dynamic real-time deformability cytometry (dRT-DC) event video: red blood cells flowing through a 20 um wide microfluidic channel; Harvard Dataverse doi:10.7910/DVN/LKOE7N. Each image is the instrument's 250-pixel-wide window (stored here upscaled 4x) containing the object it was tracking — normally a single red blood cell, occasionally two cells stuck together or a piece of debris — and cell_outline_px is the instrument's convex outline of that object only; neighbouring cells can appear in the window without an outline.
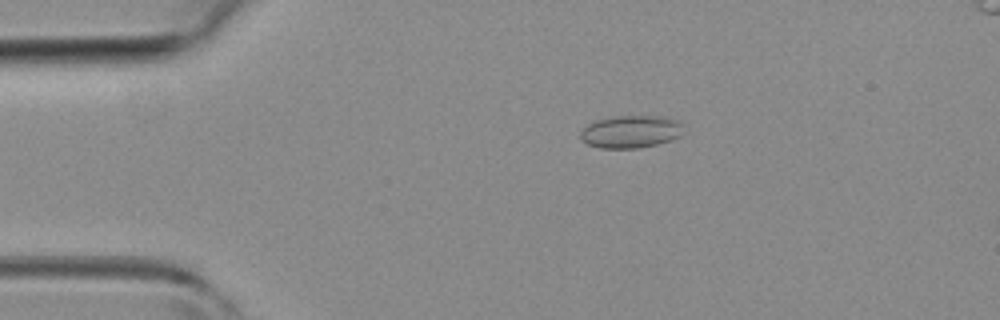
{"species": "common noctule bat (a hibernating species)", "species_latin": "Nyctalus noctula", "temperature_condition": "room temperature", "stored_images_in_passage": 10, "camera_frame_rate_fps": 3000, "um_per_image_px": 0.085, "animal": {"sex": "female", "body_mass_g": 19.3, "forearm_length_mm": 54.1}, "frame": {"image": 1, "passage_image": 5, "time_ms": 1.333, "image_size_px": [1000, 320], "cell_outline_px": [[688, 132], [672, 140], [656, 144], [636, 148], [600, 148], [588, 144], [580, 140], [580, 132], [588, 124], [596, 120], [616, 116], [664, 116], [676, 120]], "centroid_in_image_um": [53.65, 11.19], "position_along_channel_um": 31.4, "area_um2": 19.71}}